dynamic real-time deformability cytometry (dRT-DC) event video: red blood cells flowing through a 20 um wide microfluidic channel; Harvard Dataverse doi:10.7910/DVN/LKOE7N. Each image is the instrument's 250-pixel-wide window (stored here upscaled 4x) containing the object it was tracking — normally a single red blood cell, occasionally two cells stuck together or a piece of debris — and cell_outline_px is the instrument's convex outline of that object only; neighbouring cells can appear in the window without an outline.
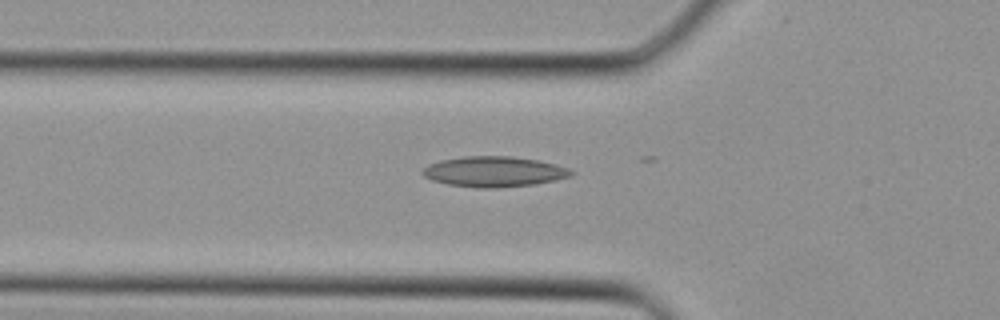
{"species": "Egyptian fruit bat (a non-hibernating species)", "species_latin": "Rousettus aegyptiacus", "temperature_condition": "cold", "stored_images_in_passage": 30, "camera_frame_rate_fps": 3000, "um_per_image_px": 0.085, "animal": {"sex": "female"}, "frame": {"image": 1, "passage_image": 8, "time_ms": 2.333, "image_size_px": [1000, 320], "cell_outline_px": [[576, 172], [572, 176], [556, 180], [536, 184], [496, 188], [480, 188], [448, 184], [432, 180], [424, 176], [420, 172], [428, 164], [440, 160], [464, 156], [512, 156], [536, 160], [556, 164], [568, 168]], "centroid_in_image_um": [42.01, 14.59], "position_along_channel_um": 83.8, "area_um2": 26.47}}
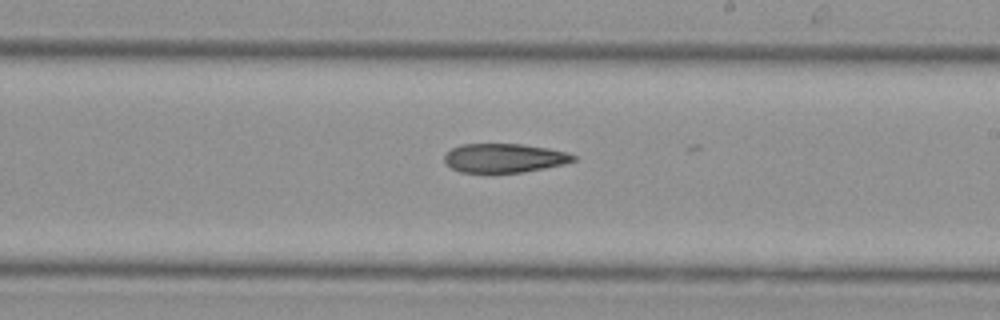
{"frame": {"image": 2, "passage_image": 17, "time_ms": 5.333, "image_size_px": [1000, 320], "cell_outline_px": [[576, 160], [564, 164], [524, 172], [460, 172], [452, 168], [444, 160], [444, 156], [452, 148], [460, 144], [520, 144], [548, 148], [568, 152], [576, 156]], "centroid_in_image_um": [42.88, 13.43], "position_along_channel_um": 246.1, "area_um2": 21.68}}
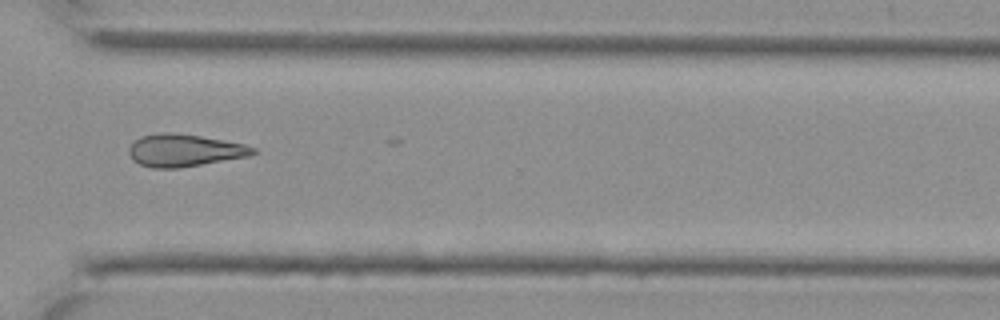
{"frame": {"image": 3, "passage_image": 23, "time_ms": 7.333, "image_size_px": [1000, 320], "cell_outline_px": [[256, 152], [248, 156], [180, 168], [152, 168], [140, 164], [132, 160], [128, 152], [128, 148], [136, 140], [144, 136], [160, 132], [168, 132], [200, 136], [244, 144], [256, 148]], "centroid_in_image_um": [15.65, 12.79], "position_along_channel_um": 354.9, "area_um2": 23.18}}